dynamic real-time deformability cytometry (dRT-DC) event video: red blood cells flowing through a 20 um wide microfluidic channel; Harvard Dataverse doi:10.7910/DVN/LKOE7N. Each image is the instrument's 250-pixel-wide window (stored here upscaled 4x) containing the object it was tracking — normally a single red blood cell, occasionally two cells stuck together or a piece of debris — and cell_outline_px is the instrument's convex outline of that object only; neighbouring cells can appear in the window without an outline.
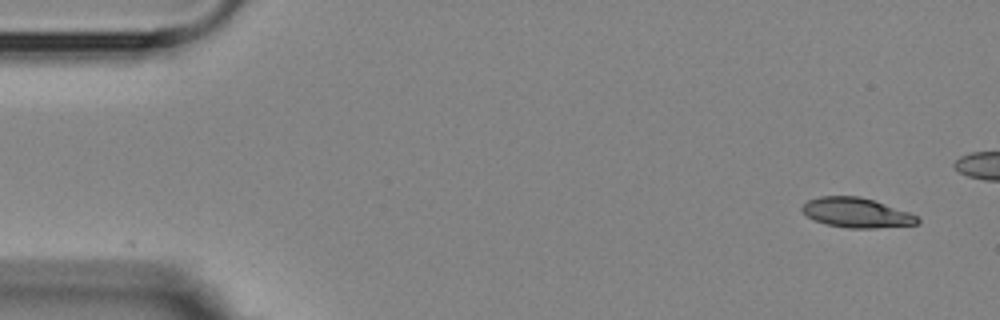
{"species": "Egyptian fruit bat (a non-hibernating species)", "species_latin": "Rousettus aegyptiacus", "temperature_condition": "room temperature", "stored_images_in_passage": 4, "camera_frame_rate_fps": 3000, "um_per_image_px": 0.085, "animal": {"sex": "female"}, "frame": {"image": 1, "passage_image": 1, "time_ms": 0.0, "image_size_px": [1000, 320], "cell_outline_px": [[920, 220], [916, 224], [876, 228], [848, 228], [828, 224], [812, 220], [800, 208], [808, 200], [820, 196], [860, 196], [908, 212], [916, 216]], "centroid_in_image_um": [72.76, 18.08], "position_along_channel_um": 12.2, "area_um2": 19.71}}